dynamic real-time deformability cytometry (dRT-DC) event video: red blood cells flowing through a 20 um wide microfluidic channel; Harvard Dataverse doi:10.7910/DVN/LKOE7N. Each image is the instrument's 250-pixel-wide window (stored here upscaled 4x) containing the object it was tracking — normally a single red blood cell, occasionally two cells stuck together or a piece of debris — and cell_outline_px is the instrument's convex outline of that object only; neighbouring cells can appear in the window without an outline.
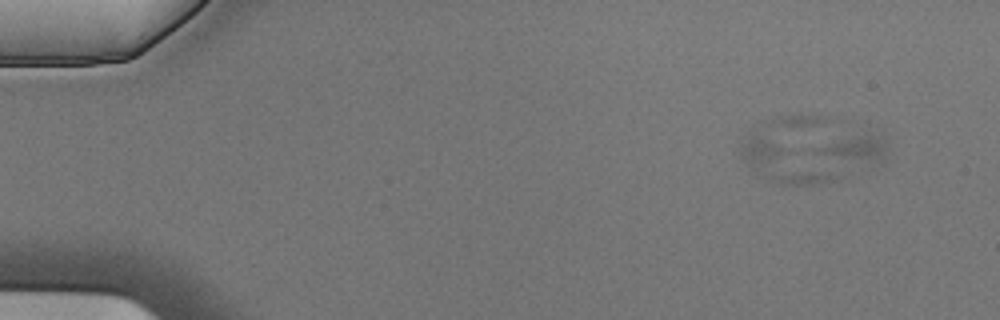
{"species": "Egyptian fruit bat (a non-hibernating species)", "species_latin": "Rousettus aegyptiacus", "temperature_condition": "cold", "stored_images_in_passage": 5, "camera_frame_rate_fps": 3000, "um_per_image_px": 0.085, "animal": {"sex": "male"}, "frame": {"image": 1, "passage_image": 2, "time_ms": 0.333, "image_size_px": [1000, 320], "cell_outline_px": [[884, 156], [880, 160], [868, 160], [812, 152], [808, 148], [868, 124], [880, 132], [884, 136]], "centroid_in_image_um": [72.66, 12.29], "position_along_channel_um": 12.3, "area_um2": 11.96}}